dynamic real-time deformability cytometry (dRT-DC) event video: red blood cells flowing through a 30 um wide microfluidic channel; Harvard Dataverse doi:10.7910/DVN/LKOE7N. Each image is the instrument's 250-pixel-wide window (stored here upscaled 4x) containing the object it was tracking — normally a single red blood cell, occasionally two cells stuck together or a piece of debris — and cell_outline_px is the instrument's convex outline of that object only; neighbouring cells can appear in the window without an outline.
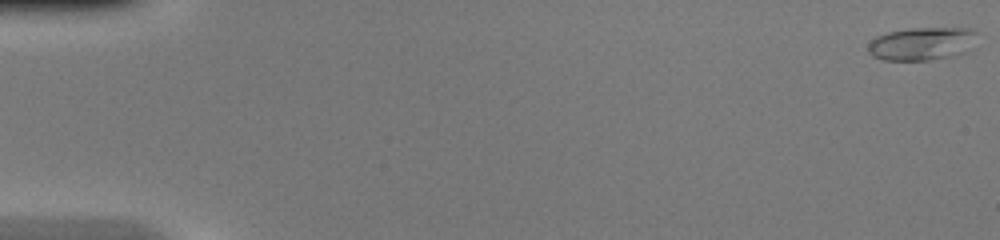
{"species": "common noctule bat (a hibernating species)", "species_latin": "Nyctalus noctula", "temperature_condition": "warm", "stored_images_in_passage": 47, "camera_frame_rate_fps": 3000, "um_per_image_px": 0.085, "animal": {"sex": "female", "body_mass_g": 20.0, "forearm_length_mm": 54.0}, "frame": {"image": 1, "passage_image": 1, "time_ms": 0.0, "image_size_px": [1000, 240], "cell_outline_px": [[976, 48], [952, 56], [928, 60], [884, 60], [872, 56], [868, 52], [868, 44], [876, 36], [888, 32], [908, 28], [972, 28], [976, 32]], "centroid_in_image_um": [78.41, 3.71], "position_along_channel_um": 6.6, "area_um2": 21.33}}
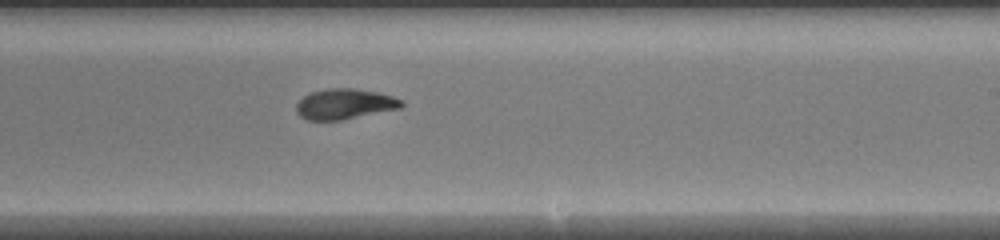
{"frame": {"image": 2, "passage_image": 29, "time_ms": 9.333, "image_size_px": [1000, 240], "cell_outline_px": [[404, 104], [400, 108], [340, 120], [308, 120], [300, 116], [296, 112], [296, 104], [308, 92], [328, 88], [352, 88], [376, 92], [392, 96], [404, 100]], "centroid_in_image_um": [29.27, 8.83], "position_along_channel_um": 259.7, "area_um2": 18.61}}
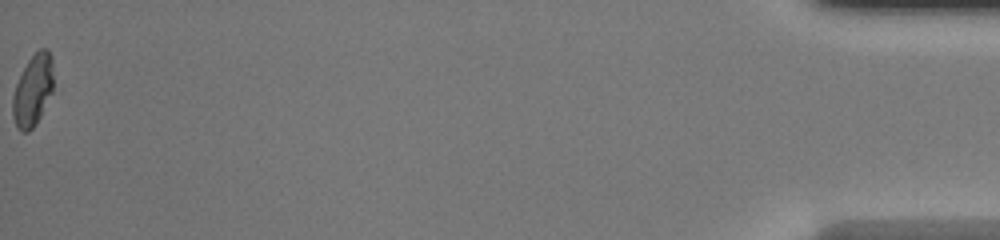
{"frame": {"image": 3, "passage_image": 47, "time_ms": 15.333, "image_size_px": [1000, 240], "cell_outline_px": [[52, 92], [36, 124], [28, 132], [20, 132], [16, 128], [12, 116], [12, 96], [16, 84], [28, 60], [40, 48], [48, 48], [52, 56]], "centroid_in_image_um": [2.77, 7.7], "position_along_channel_um": 432.4, "area_um2": 16.99}}